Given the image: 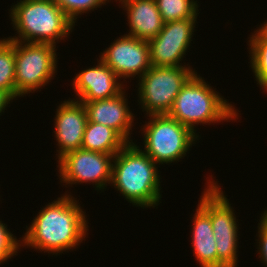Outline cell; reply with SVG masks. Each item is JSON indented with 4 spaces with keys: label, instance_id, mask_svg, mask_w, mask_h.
<instances>
[{
    "label": "cell",
    "instance_id": "cell-7",
    "mask_svg": "<svg viewBox=\"0 0 267 267\" xmlns=\"http://www.w3.org/2000/svg\"><path fill=\"white\" fill-rule=\"evenodd\" d=\"M196 73L191 66H151L138 79L139 107L150 115H167L176 96L186 82Z\"/></svg>",
    "mask_w": 267,
    "mask_h": 267
},
{
    "label": "cell",
    "instance_id": "cell-22",
    "mask_svg": "<svg viewBox=\"0 0 267 267\" xmlns=\"http://www.w3.org/2000/svg\"><path fill=\"white\" fill-rule=\"evenodd\" d=\"M0 220V264H4L20 250L21 240L14 236V233L9 231L8 225Z\"/></svg>",
    "mask_w": 267,
    "mask_h": 267
},
{
    "label": "cell",
    "instance_id": "cell-10",
    "mask_svg": "<svg viewBox=\"0 0 267 267\" xmlns=\"http://www.w3.org/2000/svg\"><path fill=\"white\" fill-rule=\"evenodd\" d=\"M196 23L197 18L164 23L156 37L147 41L151 65L154 67L190 66L185 62L182 64V60L193 41Z\"/></svg>",
    "mask_w": 267,
    "mask_h": 267
},
{
    "label": "cell",
    "instance_id": "cell-11",
    "mask_svg": "<svg viewBox=\"0 0 267 267\" xmlns=\"http://www.w3.org/2000/svg\"><path fill=\"white\" fill-rule=\"evenodd\" d=\"M99 58L121 79L140 78L152 65L146 40L124 34L100 52ZM124 78V79H123Z\"/></svg>",
    "mask_w": 267,
    "mask_h": 267
},
{
    "label": "cell",
    "instance_id": "cell-4",
    "mask_svg": "<svg viewBox=\"0 0 267 267\" xmlns=\"http://www.w3.org/2000/svg\"><path fill=\"white\" fill-rule=\"evenodd\" d=\"M9 10L12 27L17 36L9 40L47 43L54 46L68 38L74 24L54 0H18Z\"/></svg>",
    "mask_w": 267,
    "mask_h": 267
},
{
    "label": "cell",
    "instance_id": "cell-24",
    "mask_svg": "<svg viewBox=\"0 0 267 267\" xmlns=\"http://www.w3.org/2000/svg\"><path fill=\"white\" fill-rule=\"evenodd\" d=\"M14 100L7 92L0 89V116L4 111L7 110L6 108L9 107L8 105L13 102Z\"/></svg>",
    "mask_w": 267,
    "mask_h": 267
},
{
    "label": "cell",
    "instance_id": "cell-3",
    "mask_svg": "<svg viewBox=\"0 0 267 267\" xmlns=\"http://www.w3.org/2000/svg\"><path fill=\"white\" fill-rule=\"evenodd\" d=\"M204 79L196 72L180 90L167 114L198 136H201L195 129L198 124L237 122L239 118V110Z\"/></svg>",
    "mask_w": 267,
    "mask_h": 267
},
{
    "label": "cell",
    "instance_id": "cell-20",
    "mask_svg": "<svg viewBox=\"0 0 267 267\" xmlns=\"http://www.w3.org/2000/svg\"><path fill=\"white\" fill-rule=\"evenodd\" d=\"M197 0H156L164 23L188 18H197Z\"/></svg>",
    "mask_w": 267,
    "mask_h": 267
},
{
    "label": "cell",
    "instance_id": "cell-18",
    "mask_svg": "<svg viewBox=\"0 0 267 267\" xmlns=\"http://www.w3.org/2000/svg\"><path fill=\"white\" fill-rule=\"evenodd\" d=\"M0 89L15 100V41L0 39Z\"/></svg>",
    "mask_w": 267,
    "mask_h": 267
},
{
    "label": "cell",
    "instance_id": "cell-26",
    "mask_svg": "<svg viewBox=\"0 0 267 267\" xmlns=\"http://www.w3.org/2000/svg\"><path fill=\"white\" fill-rule=\"evenodd\" d=\"M262 214L267 218V208L266 210L264 209V212Z\"/></svg>",
    "mask_w": 267,
    "mask_h": 267
},
{
    "label": "cell",
    "instance_id": "cell-2",
    "mask_svg": "<svg viewBox=\"0 0 267 267\" xmlns=\"http://www.w3.org/2000/svg\"><path fill=\"white\" fill-rule=\"evenodd\" d=\"M158 167L136 142L127 143L113 158L110 186L135 207L155 208L162 198Z\"/></svg>",
    "mask_w": 267,
    "mask_h": 267
},
{
    "label": "cell",
    "instance_id": "cell-1",
    "mask_svg": "<svg viewBox=\"0 0 267 267\" xmlns=\"http://www.w3.org/2000/svg\"><path fill=\"white\" fill-rule=\"evenodd\" d=\"M77 197L67 191L39 210L30 226L22 235V248L58 256L77 249L88 235L89 225L86 212ZM51 253V254H50Z\"/></svg>",
    "mask_w": 267,
    "mask_h": 267
},
{
    "label": "cell",
    "instance_id": "cell-23",
    "mask_svg": "<svg viewBox=\"0 0 267 267\" xmlns=\"http://www.w3.org/2000/svg\"><path fill=\"white\" fill-rule=\"evenodd\" d=\"M260 222L258 223V236L256 239L257 245L258 246L256 249L257 254H259V258L262 261L263 265L267 267V218L262 214H260Z\"/></svg>",
    "mask_w": 267,
    "mask_h": 267
},
{
    "label": "cell",
    "instance_id": "cell-14",
    "mask_svg": "<svg viewBox=\"0 0 267 267\" xmlns=\"http://www.w3.org/2000/svg\"><path fill=\"white\" fill-rule=\"evenodd\" d=\"M126 89L117 96L95 101H80L85 105L89 122L116 130L128 143H132L135 116L128 106ZM131 130V131H130Z\"/></svg>",
    "mask_w": 267,
    "mask_h": 267
},
{
    "label": "cell",
    "instance_id": "cell-9",
    "mask_svg": "<svg viewBox=\"0 0 267 267\" xmlns=\"http://www.w3.org/2000/svg\"><path fill=\"white\" fill-rule=\"evenodd\" d=\"M114 156L83 149L64 154L56 160L60 184L65 183L62 185L71 187L81 183H92L97 192L104 191L111 182Z\"/></svg>",
    "mask_w": 267,
    "mask_h": 267
},
{
    "label": "cell",
    "instance_id": "cell-5",
    "mask_svg": "<svg viewBox=\"0 0 267 267\" xmlns=\"http://www.w3.org/2000/svg\"><path fill=\"white\" fill-rule=\"evenodd\" d=\"M211 177V179H210ZM198 203L210 214L217 250V267H237L239 223L229 199L211 175ZM212 180V181H211Z\"/></svg>",
    "mask_w": 267,
    "mask_h": 267
},
{
    "label": "cell",
    "instance_id": "cell-17",
    "mask_svg": "<svg viewBox=\"0 0 267 267\" xmlns=\"http://www.w3.org/2000/svg\"><path fill=\"white\" fill-rule=\"evenodd\" d=\"M128 142L113 128L87 122L81 149L115 155Z\"/></svg>",
    "mask_w": 267,
    "mask_h": 267
},
{
    "label": "cell",
    "instance_id": "cell-21",
    "mask_svg": "<svg viewBox=\"0 0 267 267\" xmlns=\"http://www.w3.org/2000/svg\"><path fill=\"white\" fill-rule=\"evenodd\" d=\"M65 15L75 24L77 18L84 13L97 10L106 5L110 0H54Z\"/></svg>",
    "mask_w": 267,
    "mask_h": 267
},
{
    "label": "cell",
    "instance_id": "cell-8",
    "mask_svg": "<svg viewBox=\"0 0 267 267\" xmlns=\"http://www.w3.org/2000/svg\"><path fill=\"white\" fill-rule=\"evenodd\" d=\"M56 51L52 44L15 41V100L39 91L57 75Z\"/></svg>",
    "mask_w": 267,
    "mask_h": 267
},
{
    "label": "cell",
    "instance_id": "cell-6",
    "mask_svg": "<svg viewBox=\"0 0 267 267\" xmlns=\"http://www.w3.org/2000/svg\"><path fill=\"white\" fill-rule=\"evenodd\" d=\"M141 126L143 151L156 164L179 162L191 147L200 140L190 128L168 115H150Z\"/></svg>",
    "mask_w": 267,
    "mask_h": 267
},
{
    "label": "cell",
    "instance_id": "cell-13",
    "mask_svg": "<svg viewBox=\"0 0 267 267\" xmlns=\"http://www.w3.org/2000/svg\"><path fill=\"white\" fill-rule=\"evenodd\" d=\"M93 67H88L75 75L73 83L77 101H95L119 95L125 89L123 81L100 58ZM78 96V97H77Z\"/></svg>",
    "mask_w": 267,
    "mask_h": 267
},
{
    "label": "cell",
    "instance_id": "cell-25",
    "mask_svg": "<svg viewBox=\"0 0 267 267\" xmlns=\"http://www.w3.org/2000/svg\"><path fill=\"white\" fill-rule=\"evenodd\" d=\"M263 42H267V20L253 31Z\"/></svg>",
    "mask_w": 267,
    "mask_h": 267
},
{
    "label": "cell",
    "instance_id": "cell-16",
    "mask_svg": "<svg viewBox=\"0 0 267 267\" xmlns=\"http://www.w3.org/2000/svg\"><path fill=\"white\" fill-rule=\"evenodd\" d=\"M192 217L191 246L200 267H217V250L210 214L198 203Z\"/></svg>",
    "mask_w": 267,
    "mask_h": 267
},
{
    "label": "cell",
    "instance_id": "cell-19",
    "mask_svg": "<svg viewBox=\"0 0 267 267\" xmlns=\"http://www.w3.org/2000/svg\"><path fill=\"white\" fill-rule=\"evenodd\" d=\"M248 38L249 67L260 89L267 93V42H263L254 32Z\"/></svg>",
    "mask_w": 267,
    "mask_h": 267
},
{
    "label": "cell",
    "instance_id": "cell-15",
    "mask_svg": "<svg viewBox=\"0 0 267 267\" xmlns=\"http://www.w3.org/2000/svg\"><path fill=\"white\" fill-rule=\"evenodd\" d=\"M118 4L126 11L130 28L127 35L149 41L162 30L164 21L156 0H120Z\"/></svg>",
    "mask_w": 267,
    "mask_h": 267
},
{
    "label": "cell",
    "instance_id": "cell-12",
    "mask_svg": "<svg viewBox=\"0 0 267 267\" xmlns=\"http://www.w3.org/2000/svg\"><path fill=\"white\" fill-rule=\"evenodd\" d=\"M56 110L53 133L58 145L56 158L59 159L70 151L81 149L88 118L85 105L74 98L60 102Z\"/></svg>",
    "mask_w": 267,
    "mask_h": 267
}]
</instances>
